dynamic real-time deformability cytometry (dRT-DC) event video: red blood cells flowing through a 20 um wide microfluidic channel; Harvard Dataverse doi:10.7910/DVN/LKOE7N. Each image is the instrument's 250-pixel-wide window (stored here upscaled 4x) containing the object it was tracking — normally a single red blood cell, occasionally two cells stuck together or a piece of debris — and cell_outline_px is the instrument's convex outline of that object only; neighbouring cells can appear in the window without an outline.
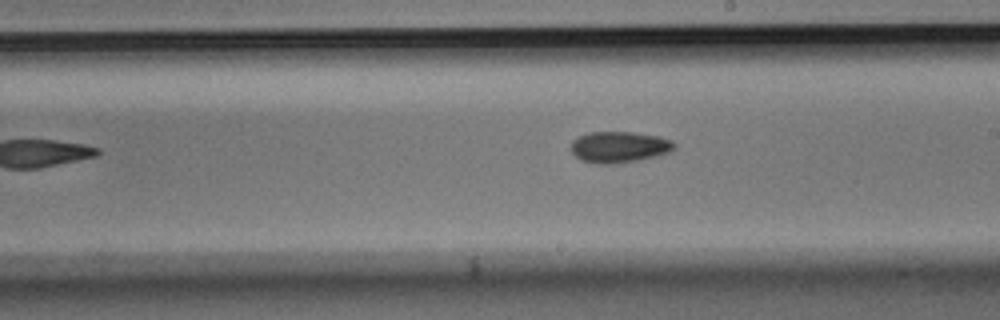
{"species": "Egyptian fruit bat (a non-hibernating species)", "species_latin": "Rousettus aegyptiacus", "temperature_condition": "room temperature", "stored_images_in_passage": 8, "camera_frame_rate_fps": 3000, "um_per_image_px": 0.085, "animal": {"sex": "male"}, "frame": {"image": 1, "passage_image": 7, "time_ms": 2.0, "image_size_px": [1000, 320], "cell_outline_px": [[676, 148], [668, 152], [636, 160], [608, 164], [596, 164], [580, 160], [572, 152], [572, 140], [580, 136], [592, 132], [628, 132], [660, 136], [672, 140], [676, 144]], "centroid_in_image_um": [52.63, 12.49], "position_along_channel_um": 236.4, "area_um2": 18.5}}